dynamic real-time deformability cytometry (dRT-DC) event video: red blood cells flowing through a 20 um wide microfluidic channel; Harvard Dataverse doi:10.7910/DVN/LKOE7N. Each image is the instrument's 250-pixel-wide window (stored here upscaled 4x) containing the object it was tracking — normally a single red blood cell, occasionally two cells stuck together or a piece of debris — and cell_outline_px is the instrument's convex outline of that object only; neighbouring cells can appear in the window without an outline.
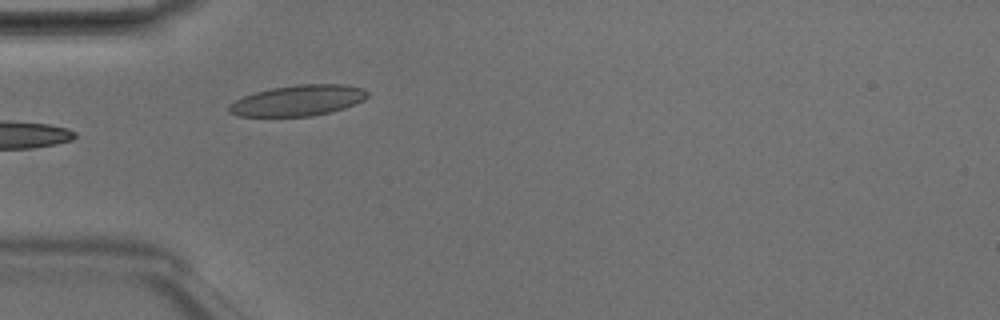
{"species": "Egyptian fruit bat (a non-hibernating species)", "species_latin": "Rousettus aegyptiacus", "temperature_condition": "room temperature", "stored_images_in_passage": 8, "camera_frame_rate_fps": 3000, "um_per_image_px": 0.085, "animal": {"sex": "male"}, "frame": {"image": 1, "passage_image": 6, "time_ms": 1.667, "image_size_px": [1000, 320], "cell_outline_px": [[368, 96], [364, 100], [344, 108], [312, 116], [236, 116], [228, 112], [228, 104], [244, 96], [256, 92], [272, 88], [300, 84], [340, 84], [364, 88], [368, 92]], "centroid_in_image_um": [25.32, 8.54], "position_along_channel_um": 59.7, "area_um2": 24.74}}
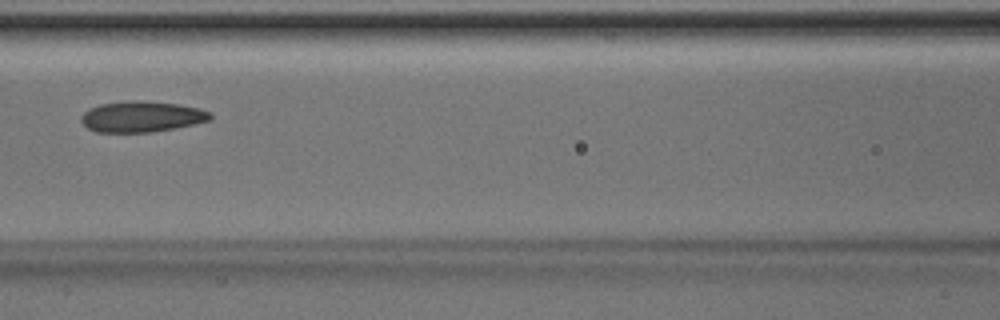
{"frame": {"image": 2, "passage_image": 8, "time_ms": 2.333, "image_size_px": [1000, 320], "cell_outline_px": [[212, 120], [196, 124], [176, 128], [152, 132], [96, 132], [88, 128], [80, 120], [80, 116], [84, 112], [100, 104], [128, 100], [144, 100], [180, 104], [200, 108], [212, 112]], "centroid_in_image_um": [12.1, 9.91], "position_along_channel_um": 154.5, "area_um2": 23.58}}